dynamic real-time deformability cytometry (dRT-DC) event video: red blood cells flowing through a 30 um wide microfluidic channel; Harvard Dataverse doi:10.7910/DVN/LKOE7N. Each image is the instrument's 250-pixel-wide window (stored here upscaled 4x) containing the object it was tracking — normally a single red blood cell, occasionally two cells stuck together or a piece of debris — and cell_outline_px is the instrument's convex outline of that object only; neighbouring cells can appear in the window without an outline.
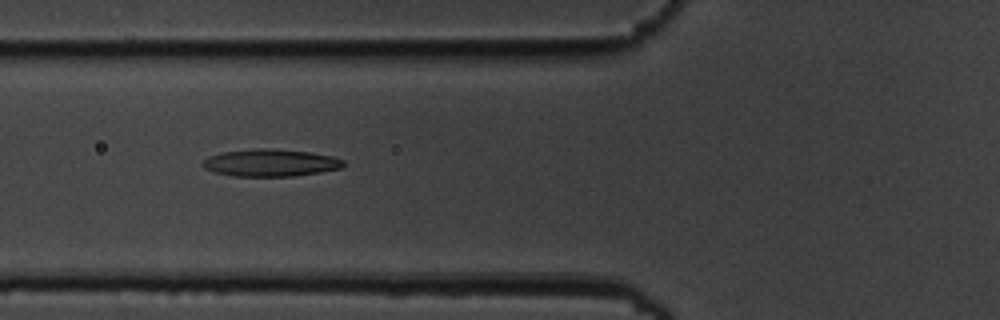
{"species": "common noctule bat (a hibernating species)", "species_latin": "Nyctalus noctula", "temperature_condition": "cold", "stored_images_in_passage": 9, "camera_frame_rate_fps": 3000, "um_per_image_px": 0.085, "animal": {"sex": "male", "body_mass_g": 19.5, "forearm_length_mm": 54.6}, "frame": {"image": 1, "passage_image": 7, "time_ms": 6.667, "image_size_px": [1000, 320], "cell_outline_px": [[344, 164], [340, 168], [320, 172], [292, 176], [232, 176], [216, 172], [204, 168], [200, 164], [208, 156], [224, 152], [260, 148], [268, 148], [308, 152], [332, 156], [344, 160]], "centroid_in_image_um": [22.97, 13.84], "position_along_channel_um": 102.8, "area_um2": 22.14}}
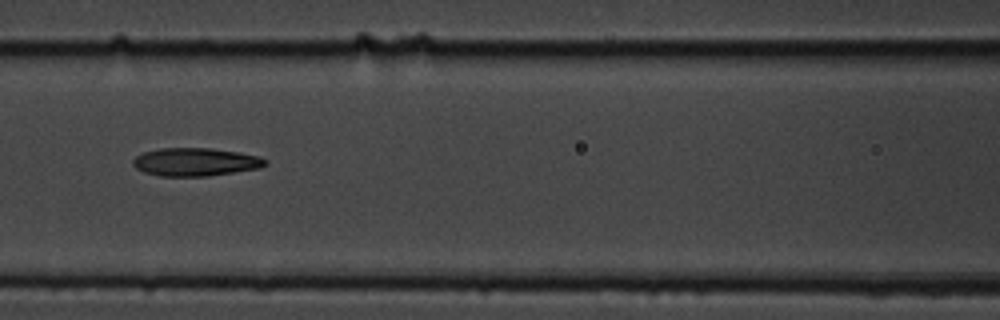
{"frame": {"image": 2, "passage_image": 8, "time_ms": 8.0, "image_size_px": [1000, 320], "cell_outline_px": [[268, 164], [260, 168], [208, 176], [160, 176], [144, 172], [136, 168], [132, 164], [132, 160], [136, 156], [144, 152], [160, 148], [208, 148], [240, 152], [260, 156], [268, 160]], "centroid_in_image_um": [16.64, 13.76], "position_along_channel_um": 150.0, "area_um2": 21.79}}
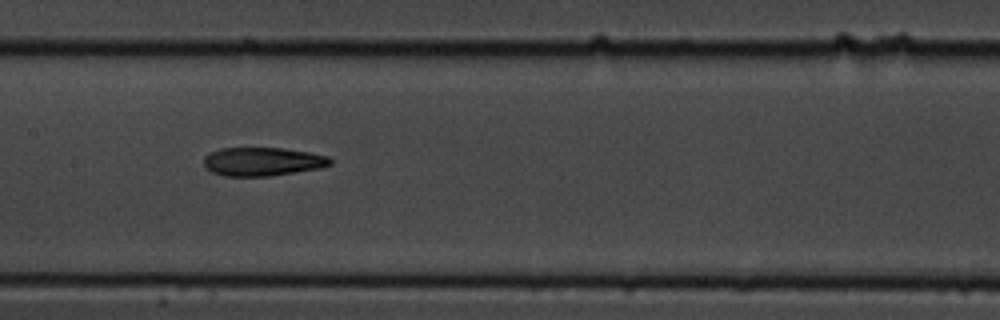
{"frame": {"image": 3, "passage_image": 9, "time_ms": 9.0, "image_size_px": [1000, 320], "cell_outline_px": [[332, 164], [320, 168], [268, 176], [224, 176], [212, 172], [204, 168], [204, 156], [220, 148], [284, 148], [308, 152], [328, 156], [332, 160]], "centroid_in_image_um": [22.3, 13.73], "position_along_channel_um": 185.1, "area_um2": 21.04}}